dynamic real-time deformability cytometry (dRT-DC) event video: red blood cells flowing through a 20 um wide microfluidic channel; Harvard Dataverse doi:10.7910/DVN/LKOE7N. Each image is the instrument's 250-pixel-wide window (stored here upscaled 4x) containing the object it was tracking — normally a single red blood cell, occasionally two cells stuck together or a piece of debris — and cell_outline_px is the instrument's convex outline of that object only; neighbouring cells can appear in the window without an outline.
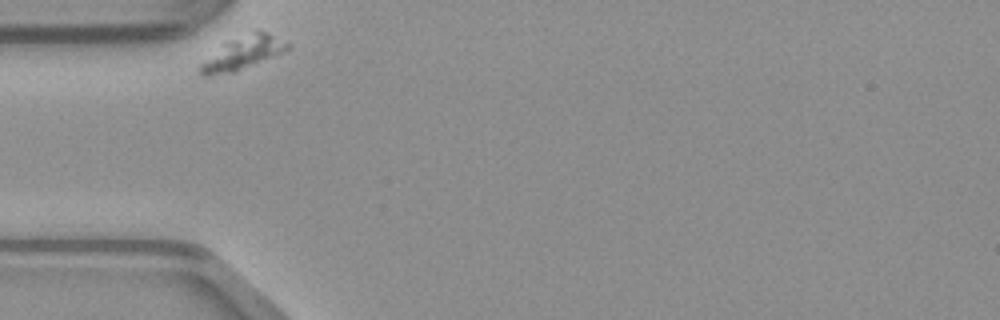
{"species": "common noctule bat (a hibernating species)", "species_latin": "Nyctalus noctula", "temperature_condition": "warm", "stored_images_in_passage": 27, "camera_frame_rate_fps": 3000, "um_per_image_px": 0.085, "animal": {"sex": "male", "body_mass_g": 23.1, "forearm_length_mm": 52.7}, "frame": {"image": 1, "passage_image": 1, "time_ms": 0.0, "image_size_px": [1000, 320], "cell_outline_px": [[292, 44], [288, 48], [280, 52], [232, 72], [212, 76], [200, 76], [200, 64], [224, 44], [256, 28], [268, 32]], "centroid_in_image_um": [20.64, 4.47], "position_along_channel_um": 64.4, "area_um2": 16.13}}
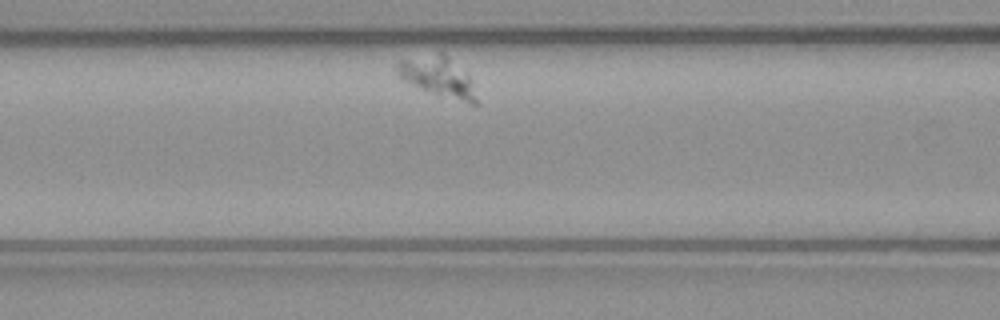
{"frame": {"image": 2, "passage_image": 7, "time_ms": 2.0, "image_size_px": [1000, 320], "cell_outline_px": [[476, 104], [472, 104], [420, 88], [404, 80], [400, 76], [396, 68], [396, 64], [400, 60], [440, 52], [444, 52], [468, 72], [472, 80], [476, 100]], "centroid_in_image_um": [37.26, 6.47], "position_along_channel_um": 129.3, "area_um2": 18.09}}
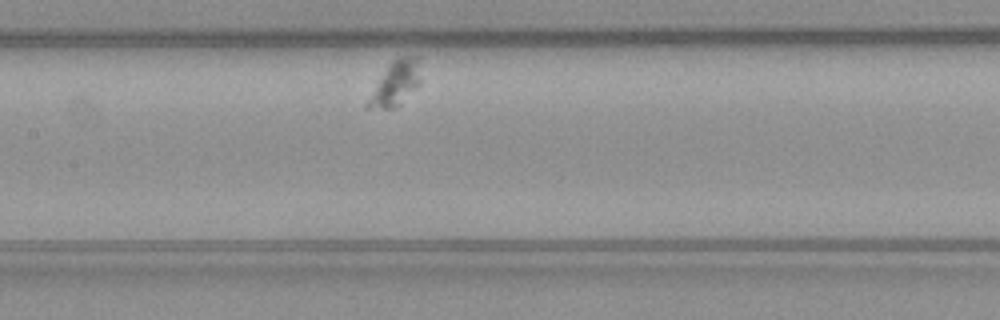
{"frame": {"image": 3, "passage_image": 11, "time_ms": 3.333, "image_size_px": [1000, 320], "cell_outline_px": [[420, 84], [392, 108], [364, 108], [364, 104], [388, 64], [392, 60], [400, 56], [412, 52], [416, 52], [420, 56]], "centroid_in_image_um": [33.65, 6.97], "position_along_channel_um": 173.8, "area_um2": 13.81}}